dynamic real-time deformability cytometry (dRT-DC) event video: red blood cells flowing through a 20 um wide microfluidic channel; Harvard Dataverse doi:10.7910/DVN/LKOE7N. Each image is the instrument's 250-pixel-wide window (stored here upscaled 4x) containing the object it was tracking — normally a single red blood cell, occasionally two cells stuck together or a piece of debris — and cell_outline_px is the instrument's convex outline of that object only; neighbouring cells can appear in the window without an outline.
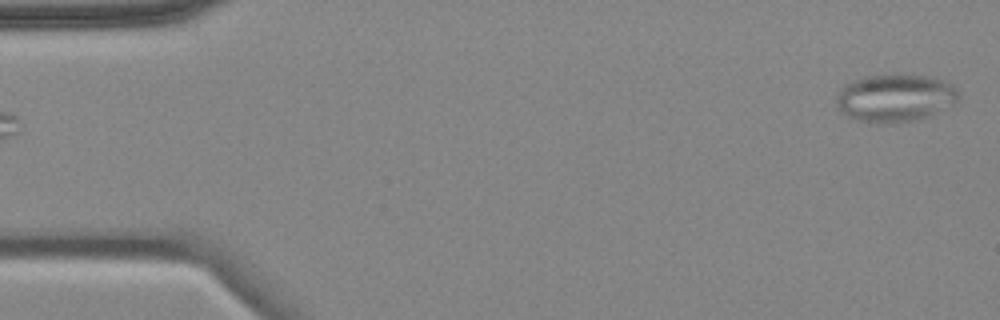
{"species": "common noctule bat (a hibernating species)", "species_latin": "Nyctalus noctula", "temperature_condition": "cold", "stored_images_in_passage": 4, "camera_frame_rate_fps": 3000, "um_per_image_px": 0.085, "animal": {"sex": "female", "body_mass_g": 18.4}, "frame": {"image": 1, "passage_image": 4, "time_ms": 4.667, "image_size_px": [1000, 320], "cell_outline_px": [[960, 100], [928, 116], [916, 120], [896, 124], [868, 124], [848, 116], [840, 112], [836, 108], [836, 96], [840, 88], [844, 84], [864, 76], [928, 76], [944, 80], [952, 84], [960, 92]], "centroid_in_image_um": [76.05, 8.37], "position_along_channel_um": 8.9, "area_um2": 34.33}}